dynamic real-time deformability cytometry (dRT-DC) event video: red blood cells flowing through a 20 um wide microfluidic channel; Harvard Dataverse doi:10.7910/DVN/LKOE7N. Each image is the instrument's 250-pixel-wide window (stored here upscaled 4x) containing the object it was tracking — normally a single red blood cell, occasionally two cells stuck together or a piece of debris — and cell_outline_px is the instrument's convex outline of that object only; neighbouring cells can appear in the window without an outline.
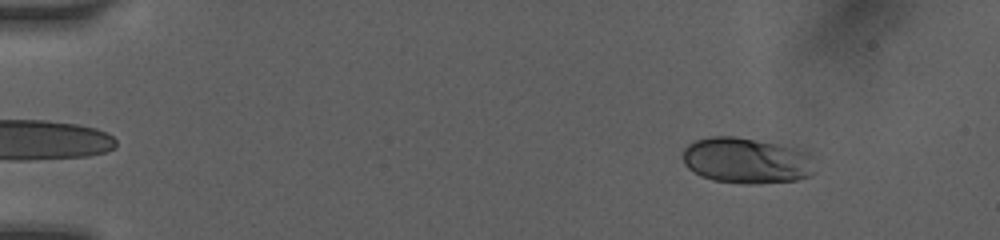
{"species": "human", "species_latin": "Homo sapiens", "temperature_condition": "room temperature", "stored_images_in_passage": 46, "camera_frame_rate_fps": 3000, "um_per_image_px": 0.085, "donor": {"sex": "female"}, "frame": {"image": 1, "passage_image": 3, "time_ms": 0.667, "image_size_px": [1000, 240], "cell_outline_px": [[812, 172], [808, 176], [796, 180], [752, 184], [748, 184], [712, 180], [700, 176], [688, 168], [684, 164], [684, 148], [688, 144], [696, 140], [712, 136], [736, 136], [776, 144], [808, 152], [812, 156]], "centroid_in_image_um": [63.41, 13.65], "position_along_channel_um": 21.6, "area_um2": 35.03}}
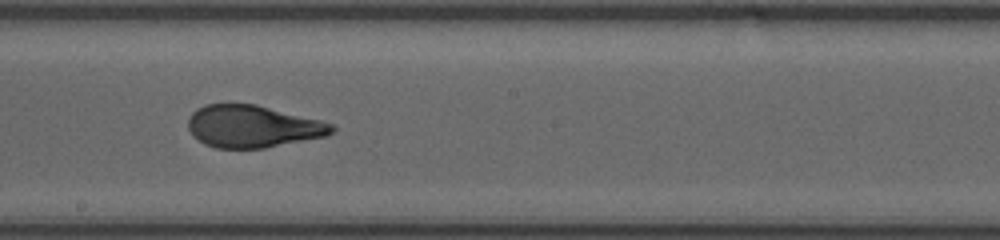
{"frame": {"image": 2, "passage_image": 24, "time_ms": 8.333, "image_size_px": [1000, 240], "cell_outline_px": [[336, 132], [328, 136], [264, 148], [216, 148], [204, 144], [192, 136], [188, 128], [188, 120], [192, 112], [196, 108], [204, 104], [256, 104], [320, 120], [332, 124], [336, 128]], "centroid_in_image_um": [21.48, 10.75], "position_along_channel_um": 226.7, "area_um2": 35.6}}
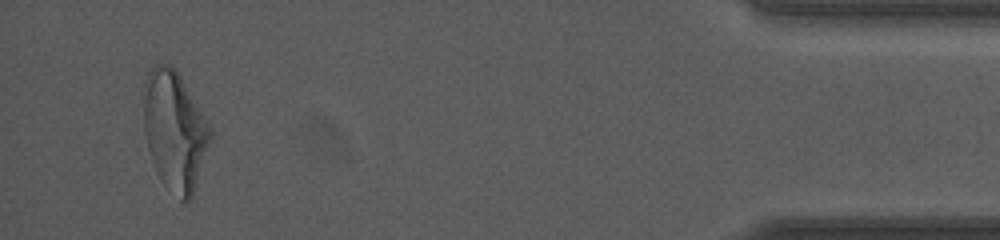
{"frame": {"image": 3, "passage_image": 44, "time_ms": 14.667, "image_size_px": [1000, 240], "cell_outline_px": [[212, 136], [192, 196], [188, 200], [180, 200], [160, 180], [156, 172], [148, 148], [144, 132], [140, 92], [144, 80], [152, 64], [168, 64], [176, 68], [208, 124], [212, 132]], "centroid_in_image_um": [14.77, 11.04], "position_along_channel_um": 420.4, "area_um2": 46.59}, "authors_computed_cell_mechanics": {"area_um2": 35.6626, "velocity_mm_per_s": 4.1024, "shape_relaxation_time_tau1_ms": 7.4072, "shape_relaxation_time_tau2_ms": null, "deformation_change_tau1": 0.1976, "deformation_change_tau2": null}}